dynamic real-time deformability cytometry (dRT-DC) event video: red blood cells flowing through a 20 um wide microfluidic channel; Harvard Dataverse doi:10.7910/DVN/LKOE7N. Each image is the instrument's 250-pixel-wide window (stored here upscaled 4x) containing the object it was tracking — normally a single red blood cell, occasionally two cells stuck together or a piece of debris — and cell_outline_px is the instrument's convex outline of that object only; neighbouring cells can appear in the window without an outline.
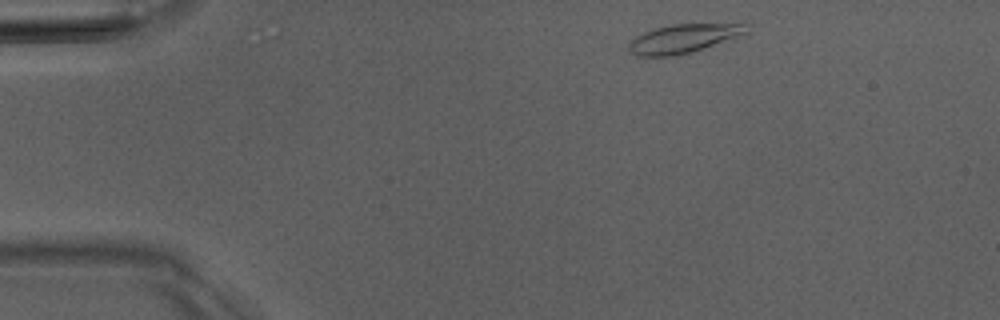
{"species": "Egyptian fruit bat (a non-hibernating species)", "species_latin": "Rousettus aegyptiacus", "temperature_condition": "room temperature", "stored_images_in_passage": 3, "camera_frame_rate_fps": 3000, "um_per_image_px": 0.085, "animal": {"sex": "male"}, "frame": {"image": 1, "passage_image": 1, "time_ms": 0.0, "image_size_px": [1000, 320], "cell_outline_px": [[748, 32], [736, 40], [692, 52], [676, 56], [636, 56], [628, 52], [628, 44], [636, 36], [644, 32], [656, 28], [672, 24], [744, 24]], "centroid_in_image_um": [58.12, 3.3], "position_along_channel_um": 26.9, "area_um2": 20.11}}